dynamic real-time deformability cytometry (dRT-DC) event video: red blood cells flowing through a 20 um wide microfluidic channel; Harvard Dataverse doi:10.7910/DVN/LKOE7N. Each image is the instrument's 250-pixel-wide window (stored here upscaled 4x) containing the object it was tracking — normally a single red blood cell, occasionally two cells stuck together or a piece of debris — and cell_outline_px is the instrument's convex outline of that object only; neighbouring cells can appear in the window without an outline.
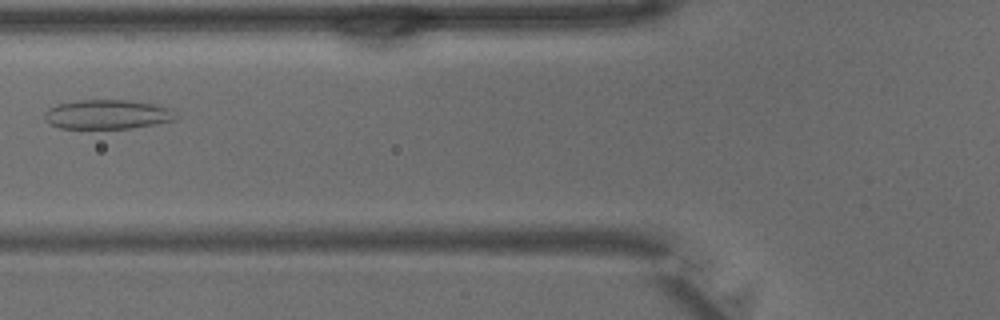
{"species": "common noctule bat (a hibernating species)", "species_latin": "Nyctalus noctula", "temperature_condition": "warm", "stored_images_in_passage": 39, "camera_frame_rate_fps": 3000, "um_per_image_px": 0.085, "animal": {"sex": "male", "body_mass_g": 15.6}, "frame": {"image": 1, "passage_image": 14, "time_ms": 4.333, "image_size_px": [1000, 320], "cell_outline_px": [[176, 120], [132, 128], [60, 128], [52, 124], [44, 116], [44, 112], [48, 108], [56, 104], [76, 100], [124, 100], [156, 104], [168, 108], [176, 116]], "centroid_in_image_um": [9.1, 9.72], "position_along_channel_um": 116.7, "area_um2": 22.25}}
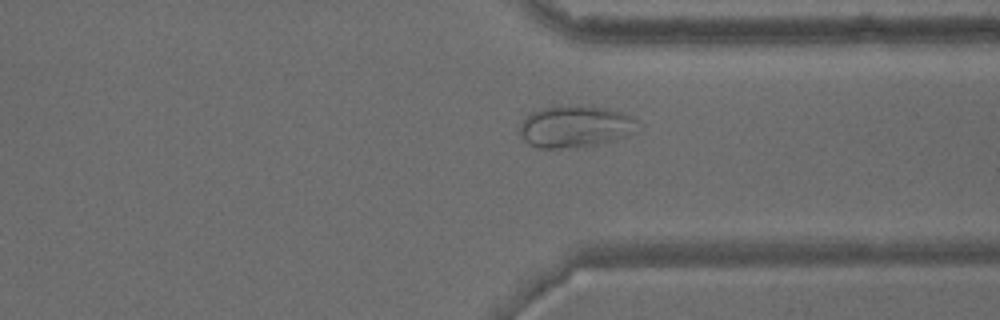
{"frame": {"image": 2, "passage_image": 29, "time_ms": 9.333, "image_size_px": [1000, 320], "cell_outline_px": [[640, 128], [636, 132], [608, 140], [592, 144], [572, 148], [536, 148], [528, 144], [524, 140], [520, 132], [520, 124], [524, 116], [528, 112], [544, 108], [608, 108], [624, 112], [632, 116], [636, 120]], "centroid_in_image_um": [48.86, 10.78], "position_along_channel_um": 362.5, "area_um2": 28.03}}
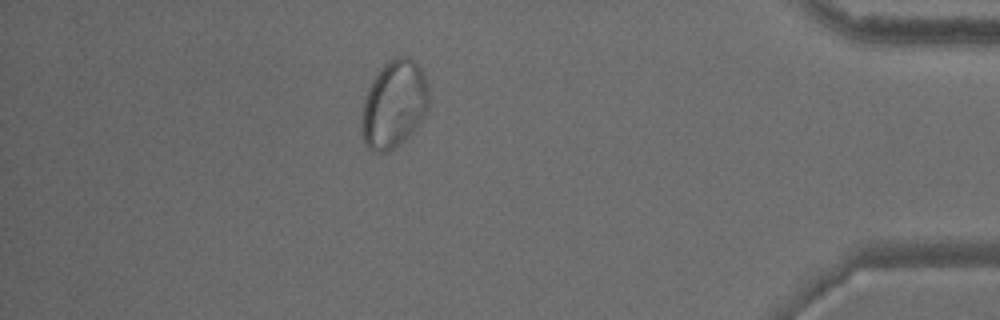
{"frame": {"image": 3, "passage_image": 34, "time_ms": 11.0, "image_size_px": [1000, 320], "cell_outline_px": [[428, 108], [420, 124], [400, 144], [388, 152], [372, 152], [364, 144], [360, 132], [360, 120], [364, 100], [368, 88], [372, 80], [384, 64], [388, 60], [396, 56], [408, 56], [420, 68], [424, 76], [428, 88]], "centroid_in_image_um": [33.46, 8.9], "position_along_channel_um": 401.7, "area_um2": 34.62}}